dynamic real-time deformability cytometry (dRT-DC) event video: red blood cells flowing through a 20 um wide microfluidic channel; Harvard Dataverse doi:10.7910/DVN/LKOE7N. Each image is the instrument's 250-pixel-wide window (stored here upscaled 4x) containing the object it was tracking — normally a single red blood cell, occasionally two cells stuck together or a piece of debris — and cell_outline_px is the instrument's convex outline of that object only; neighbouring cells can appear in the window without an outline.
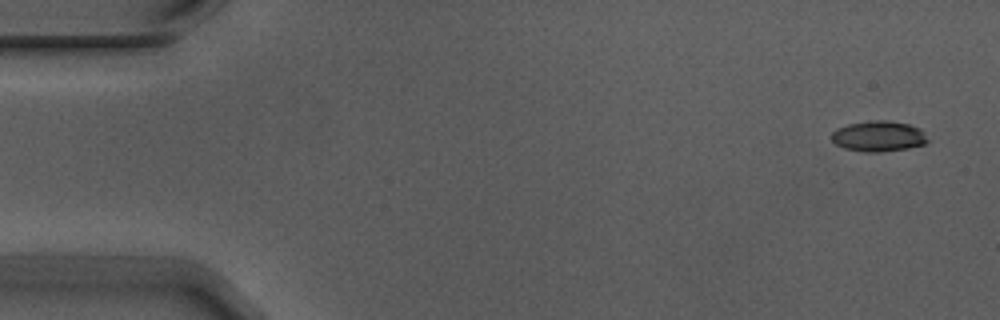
{"species": "Egyptian fruit bat (a non-hibernating species)", "species_latin": "Rousettus aegyptiacus", "temperature_condition": "warm", "stored_images_in_passage": 5, "camera_frame_rate_fps": 3000, "um_per_image_px": 0.085, "animal": {"sex": "male"}, "frame": {"image": 1, "passage_image": 1, "time_ms": 0.0, "image_size_px": [1000, 320], "cell_outline_px": [[928, 140], [924, 144], [908, 148], [880, 152], [864, 152], [844, 148], [836, 144], [832, 140], [832, 132], [836, 128], [848, 124], [876, 120], [888, 120], [908, 124], [920, 128]], "centroid_in_image_um": [74.66, 11.58], "position_along_channel_um": 10.3, "area_um2": 17.05}}
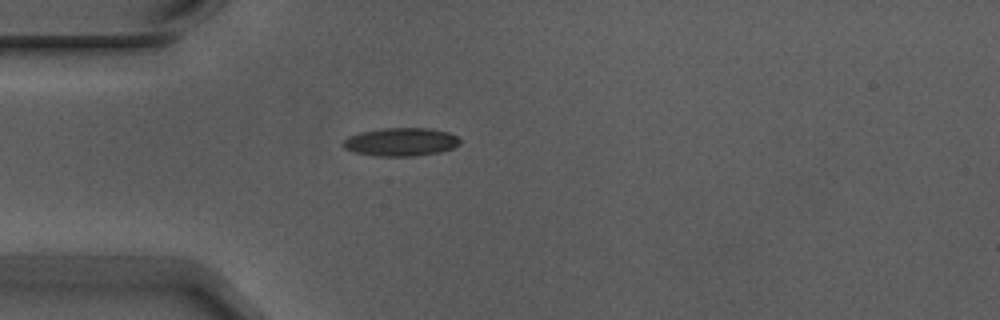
{"frame": {"image": 2, "passage_image": 4, "time_ms": 1.0, "image_size_px": [1000, 320], "cell_outline_px": [[460, 144], [452, 148], [440, 152], [412, 156], [376, 156], [356, 152], [344, 148], [340, 144], [348, 136], [360, 132], [384, 128], [428, 128], [448, 132], [456, 136], [460, 140]], "centroid_in_image_um": [34.05, 12.06], "position_along_channel_um": 50.9, "area_um2": 19.19}}